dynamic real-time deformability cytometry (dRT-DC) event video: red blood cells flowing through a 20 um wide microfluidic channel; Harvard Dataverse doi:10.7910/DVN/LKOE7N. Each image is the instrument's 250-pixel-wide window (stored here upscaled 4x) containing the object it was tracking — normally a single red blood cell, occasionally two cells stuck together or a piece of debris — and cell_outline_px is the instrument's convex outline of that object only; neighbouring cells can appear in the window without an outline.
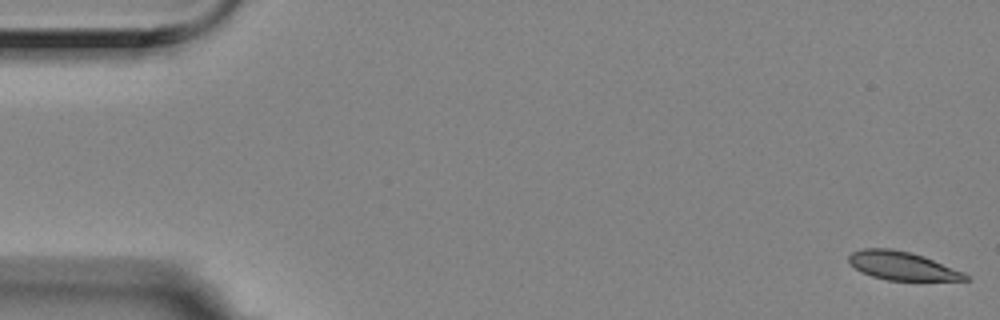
{"species": "Egyptian fruit bat (a non-hibernating species)", "species_latin": "Rousettus aegyptiacus", "temperature_condition": "room temperature", "stored_images_in_passage": 5, "camera_frame_rate_fps": 3000, "um_per_image_px": 0.085, "animal": {"sex": "female"}, "frame": {"image": 1, "passage_image": 1, "time_ms": 0.0, "image_size_px": [1000, 320], "cell_outline_px": [[972, 280], [888, 280], [872, 276], [860, 272], [848, 260], [848, 256], [852, 252], [864, 248], [888, 248], [908, 252], [924, 256], [964, 272]], "centroid_in_image_um": [76.69, 22.59], "position_along_channel_um": 8.3, "area_um2": 19.13}}
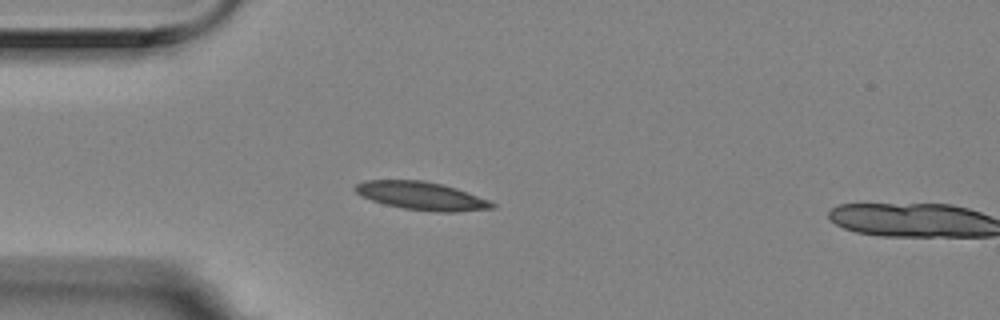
{"frame": {"image": 2, "passage_image": 4, "time_ms": 1.0, "image_size_px": [1000, 320], "cell_outline_px": [[496, 208], [456, 212], [432, 212], [404, 208], [384, 204], [360, 196], [352, 188], [356, 184], [364, 180], [424, 180], [444, 184], [468, 192], [488, 200], [496, 204]], "centroid_in_image_um": [35.82, 16.65], "position_along_channel_um": 49.2, "area_um2": 22.66}}